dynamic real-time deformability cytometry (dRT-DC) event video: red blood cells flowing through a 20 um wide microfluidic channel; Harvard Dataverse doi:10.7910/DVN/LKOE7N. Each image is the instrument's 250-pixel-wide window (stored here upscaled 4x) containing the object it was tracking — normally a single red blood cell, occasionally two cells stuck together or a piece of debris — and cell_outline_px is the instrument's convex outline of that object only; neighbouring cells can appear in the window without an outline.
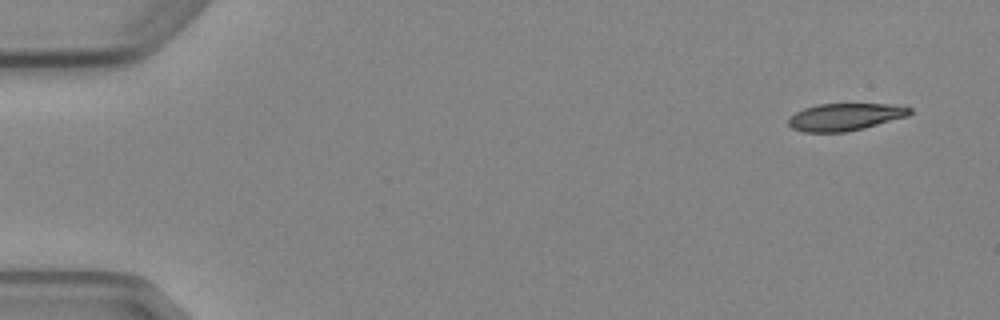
{"species": "Egyptian fruit bat (a non-hibernating species)", "species_latin": "Rousettus aegyptiacus", "temperature_condition": "cold", "stored_images_in_passage": 8, "camera_frame_rate_fps": 3000, "um_per_image_px": 0.085, "animal": {"sex": "female"}, "frame": {"image": 1, "passage_image": 1, "time_ms": 0.0, "image_size_px": [1000, 320], "cell_outline_px": [[912, 112], [908, 116], [864, 128], [844, 132], [804, 132], [792, 128], [788, 124], [788, 116], [804, 108], [820, 104], [888, 104], [912, 108]], "centroid_in_image_um": [71.81, 9.94], "position_along_channel_um": 13.2, "area_um2": 19.25}}
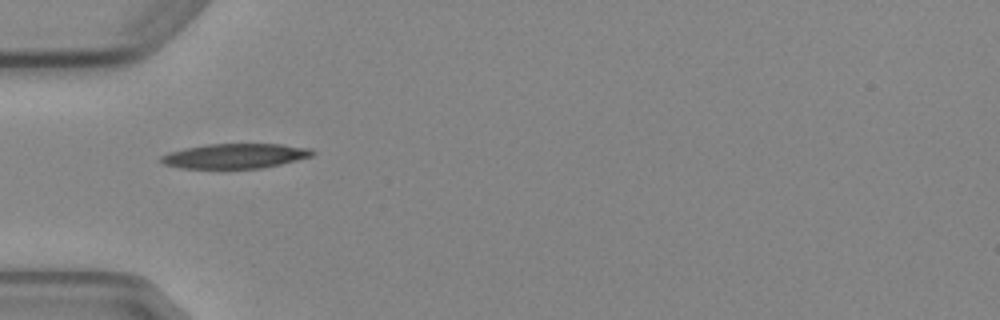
{"frame": {"image": 2, "passage_image": 5, "time_ms": 4.667, "image_size_px": [1000, 320], "cell_outline_px": [[316, 152], [312, 156], [280, 164], [260, 168], [180, 168], [164, 164], [160, 160], [160, 156], [168, 152], [184, 148], [208, 144], [280, 144], [312, 148]], "centroid_in_image_um": [19.98, 13.25], "position_along_channel_um": 65.0, "area_um2": 21.85}}
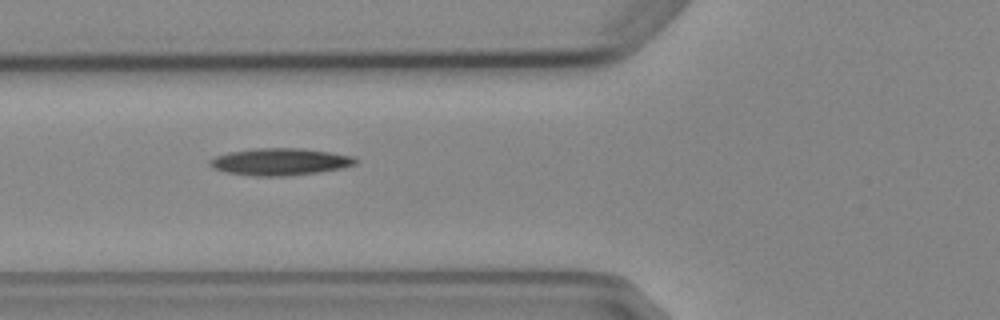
{"frame": {"image": 3, "passage_image": 6, "time_ms": 5.667, "image_size_px": [1000, 320], "cell_outline_px": [[356, 164], [344, 168], [320, 172], [284, 176], [252, 176], [224, 172], [212, 168], [208, 164], [208, 160], [216, 156], [228, 152], [256, 148], [300, 148], [328, 152], [352, 156], [356, 160]], "centroid_in_image_um": [23.75, 13.76], "position_along_channel_um": 102.0, "area_um2": 23.06}}